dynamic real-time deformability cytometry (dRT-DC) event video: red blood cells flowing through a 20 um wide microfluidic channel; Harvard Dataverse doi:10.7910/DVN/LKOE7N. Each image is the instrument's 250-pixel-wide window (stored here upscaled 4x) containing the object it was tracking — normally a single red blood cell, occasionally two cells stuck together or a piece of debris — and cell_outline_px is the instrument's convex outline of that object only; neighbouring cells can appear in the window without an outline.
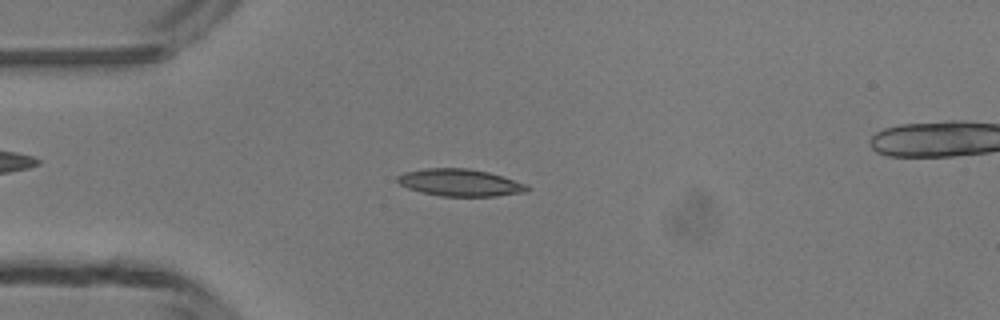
{"species": "common noctule bat (a hibernating species)", "species_latin": "Nyctalus noctula", "temperature_condition": "room temperature", "stored_images_in_passage": 48, "segment_of_instrument_passage": [1, 2], "camera_frame_rate_fps": 3000, "um_per_image_px": 0.085, "animal": {"sex": "male", "body_mass_g": 13.3}, "frame": {"image": 1, "passage_image": 12, "time_ms": 3.667, "image_size_px": [1000, 320], "cell_outline_px": [[528, 192], [496, 196], [440, 196], [420, 192], [408, 188], [400, 184], [396, 180], [396, 176], [404, 172], [424, 168], [468, 168], [488, 172], [528, 184]], "centroid_in_image_um": [39.09, 15.52], "position_along_channel_um": 45.9, "area_um2": 20.63}}
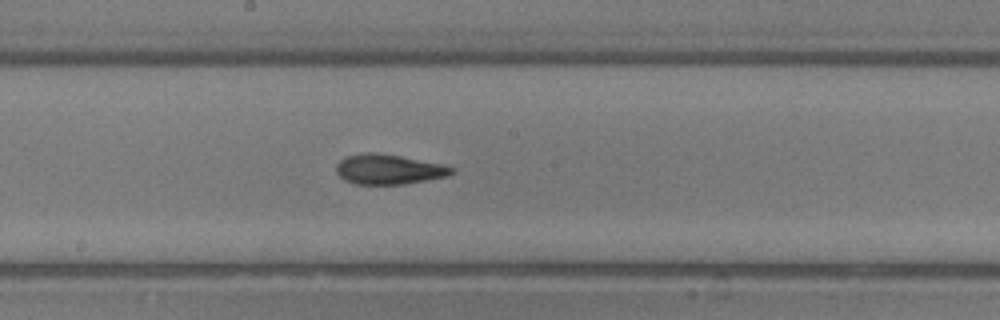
{"frame": {"image": 2, "passage_image": 25, "time_ms": 8.0, "image_size_px": [1000, 320], "cell_outline_px": [[456, 172], [448, 176], [404, 184], [356, 184], [344, 180], [336, 172], [336, 164], [340, 160], [348, 156], [364, 152], [372, 152], [400, 156], [440, 164], [456, 168]], "centroid_in_image_um": [33.04, 14.4], "position_along_channel_um": 215.2, "area_um2": 20.06}}
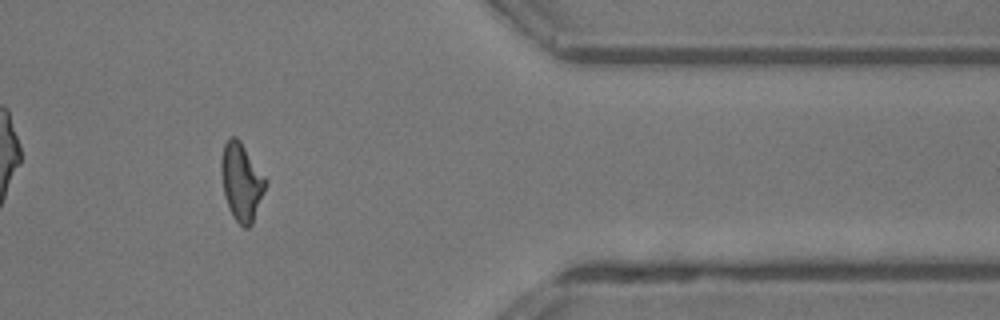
{"frame": {"image": 3, "passage_image": 39, "time_ms": 12.667, "image_size_px": [1000, 320], "cell_outline_px": [[268, 184], [252, 224], [248, 228], [244, 228], [232, 216], [228, 208], [224, 196], [220, 172], [220, 160], [224, 144], [228, 136], [236, 136], [240, 140], [268, 180]], "centroid_in_image_um": [20.52, 15.44], "position_along_channel_um": 390.9, "area_um2": 20.58}}